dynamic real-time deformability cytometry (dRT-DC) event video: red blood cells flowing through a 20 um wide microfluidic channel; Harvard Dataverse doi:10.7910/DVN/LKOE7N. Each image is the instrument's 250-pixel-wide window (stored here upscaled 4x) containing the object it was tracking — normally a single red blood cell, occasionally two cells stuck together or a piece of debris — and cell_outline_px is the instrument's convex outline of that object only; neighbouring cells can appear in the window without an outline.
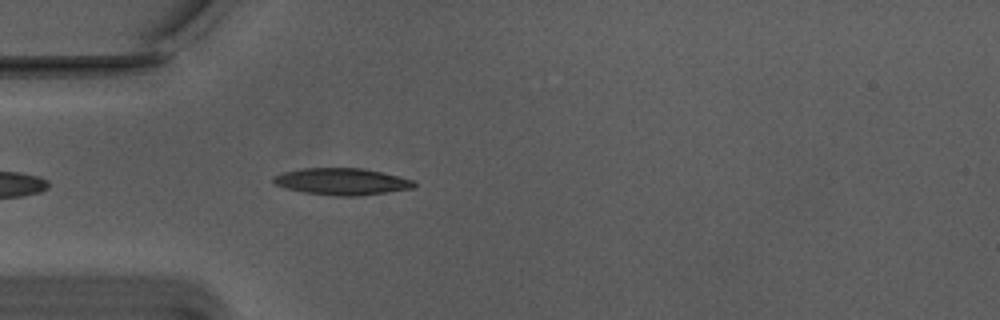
{"species": "Egyptian fruit bat (a non-hibernating species)", "species_latin": "Rousettus aegyptiacus", "temperature_condition": "warm", "stored_images_in_passage": 8, "camera_frame_rate_fps": 3000, "um_per_image_px": 0.085, "animal": {"sex": "male"}, "frame": {"image": 1, "passage_image": 4, "time_ms": 1.0, "image_size_px": [1000, 320], "cell_outline_px": [[416, 184], [412, 188], [388, 192], [360, 196], [336, 196], [304, 192], [284, 188], [276, 184], [272, 180], [276, 176], [284, 172], [300, 168], [364, 168], [412, 180]], "centroid_in_image_um": [29.04, 15.43], "position_along_channel_um": 56.0, "area_um2": 21.73}}